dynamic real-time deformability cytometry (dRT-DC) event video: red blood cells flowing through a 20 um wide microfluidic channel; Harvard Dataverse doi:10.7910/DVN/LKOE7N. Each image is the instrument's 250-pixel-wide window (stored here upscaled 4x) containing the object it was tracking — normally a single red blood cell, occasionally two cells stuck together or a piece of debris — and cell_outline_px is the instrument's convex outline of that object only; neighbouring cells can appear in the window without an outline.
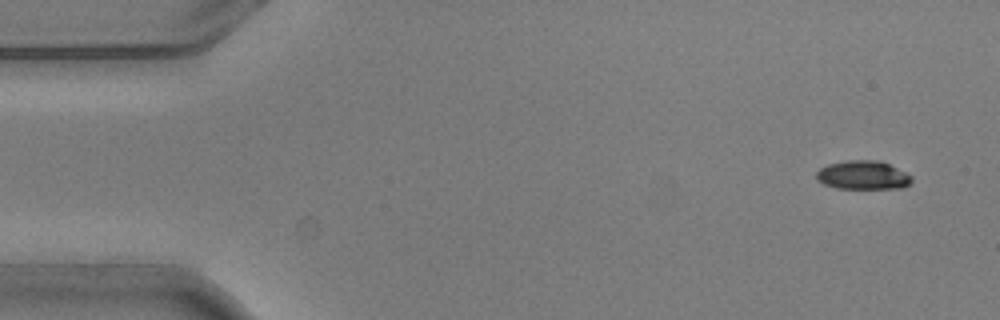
{"species": "common noctule bat (a hibernating species)", "species_latin": "Nyctalus noctula", "temperature_condition": "warm", "stored_images_in_passage": 2, "camera_frame_rate_fps": 3000, "um_per_image_px": 0.085, "animal": {"sex": "male", "body_mass_g": 20.5, "forearm_length_mm": 52.5}, "frame": {"image": 1, "passage_image": 1, "time_ms": 0.0, "image_size_px": [1000, 320], "cell_outline_px": [[912, 180], [904, 188], [836, 188], [824, 184], [816, 180], [816, 172], [820, 168], [828, 164], [848, 160], [880, 160], [912, 176]], "centroid_in_image_um": [73.32, 14.88], "position_along_channel_um": 11.7, "area_um2": 15.9}}
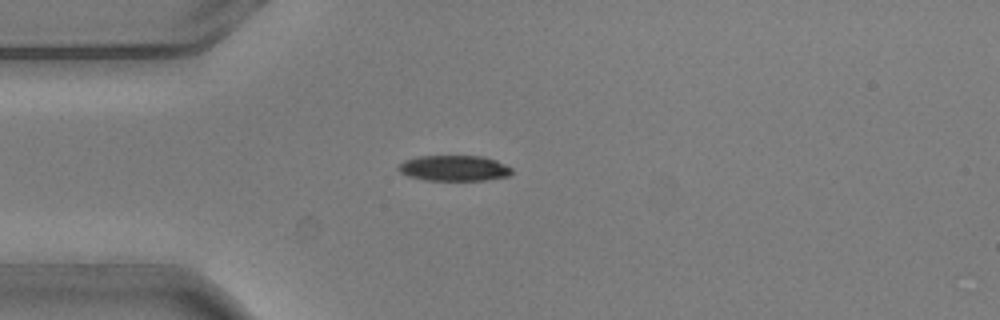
{"frame": {"image": 2, "passage_image": 2, "time_ms": 0.333, "image_size_px": [1000, 320], "cell_outline_px": [[512, 172], [508, 176], [484, 180], [424, 180], [408, 176], [400, 172], [396, 168], [404, 160], [420, 156], [484, 156], [496, 160], [512, 168]], "centroid_in_image_um": [38.58, 14.29], "position_along_channel_um": 46.4, "area_um2": 16.94}}